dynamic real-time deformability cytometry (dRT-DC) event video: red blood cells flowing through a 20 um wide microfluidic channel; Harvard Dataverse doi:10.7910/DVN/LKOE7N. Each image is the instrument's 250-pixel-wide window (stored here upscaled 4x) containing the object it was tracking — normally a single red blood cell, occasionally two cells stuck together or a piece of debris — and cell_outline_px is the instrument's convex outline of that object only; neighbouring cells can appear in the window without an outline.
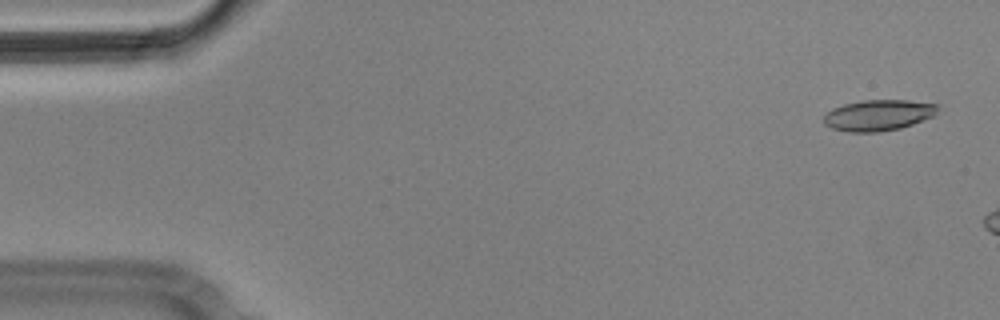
{"species": "Egyptian fruit bat (a non-hibernating species)", "species_latin": "Rousettus aegyptiacus", "temperature_condition": "cold", "stored_images_in_passage": 3, "camera_frame_rate_fps": 3000, "um_per_image_px": 0.085, "animal": {"sex": "male"}, "frame": {"image": 1, "passage_image": 1, "time_ms": 0.0, "image_size_px": [1000, 320], "cell_outline_px": [[940, 104], [936, 112], [932, 116], [912, 124], [900, 128], [876, 132], [848, 132], [832, 128], [824, 124], [824, 116], [832, 108], [844, 104], [864, 100], [908, 100]], "centroid_in_image_um": [74.65, 9.78], "position_along_channel_um": 10.3, "area_um2": 20.46}}